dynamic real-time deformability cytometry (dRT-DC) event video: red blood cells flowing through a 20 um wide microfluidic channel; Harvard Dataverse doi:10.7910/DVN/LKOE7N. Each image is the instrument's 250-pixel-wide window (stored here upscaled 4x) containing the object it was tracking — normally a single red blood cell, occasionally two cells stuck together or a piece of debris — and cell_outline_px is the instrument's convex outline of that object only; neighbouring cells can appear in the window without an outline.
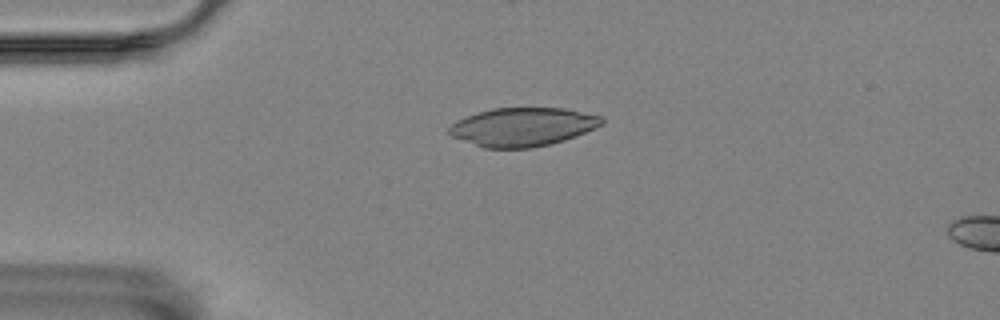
{"species": "Egyptian fruit bat (a non-hibernating species)", "species_latin": "Rousettus aegyptiacus", "temperature_condition": "room temperature", "stored_images_in_passage": 6, "camera_frame_rate_fps": 3000, "um_per_image_px": 0.085, "animal": {"sex": "female"}, "frame": {"image": 1, "passage_image": 2, "time_ms": 0.333, "image_size_px": [1000, 320], "cell_outline_px": [[604, 124], [596, 128], [576, 136], [564, 140], [532, 148], [484, 148], [452, 136], [448, 132], [448, 128], [456, 120], [492, 108], [564, 108], [604, 116]], "centroid_in_image_um": [44.47, 10.78], "position_along_channel_um": 40.5, "area_um2": 34.28}}